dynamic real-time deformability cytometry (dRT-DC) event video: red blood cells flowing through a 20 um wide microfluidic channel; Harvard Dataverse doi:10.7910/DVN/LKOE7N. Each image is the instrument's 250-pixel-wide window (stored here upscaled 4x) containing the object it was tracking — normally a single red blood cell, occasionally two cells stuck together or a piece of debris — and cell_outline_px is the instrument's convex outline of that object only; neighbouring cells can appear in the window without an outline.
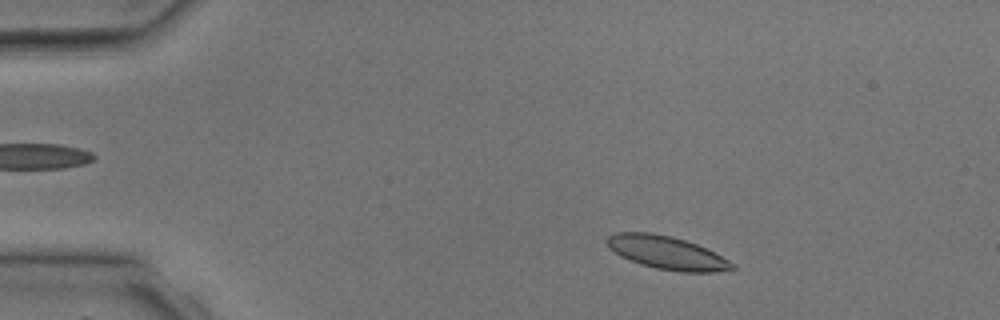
{"species": "common noctule bat (a hibernating species)", "species_latin": "Nyctalus noctula", "temperature_condition": "room temperature", "stored_images_in_passage": 2, "camera_frame_rate_fps": 3000, "um_per_image_px": 0.085, "animal": {"sex": "male", "body_mass_g": 17.9, "forearm_length_mm": 54.2}, "frame": {"image": 1, "passage_image": 1, "time_ms": 0.0, "image_size_px": [1000, 320], "cell_outline_px": [[736, 268], [712, 272], [680, 272], [656, 268], [640, 264], [620, 256], [608, 248], [604, 240], [608, 236], [616, 232], [652, 232], [672, 236], [696, 244], [736, 264]], "centroid_in_image_um": [56.61, 21.47], "position_along_channel_um": 28.4, "area_um2": 24.16}}